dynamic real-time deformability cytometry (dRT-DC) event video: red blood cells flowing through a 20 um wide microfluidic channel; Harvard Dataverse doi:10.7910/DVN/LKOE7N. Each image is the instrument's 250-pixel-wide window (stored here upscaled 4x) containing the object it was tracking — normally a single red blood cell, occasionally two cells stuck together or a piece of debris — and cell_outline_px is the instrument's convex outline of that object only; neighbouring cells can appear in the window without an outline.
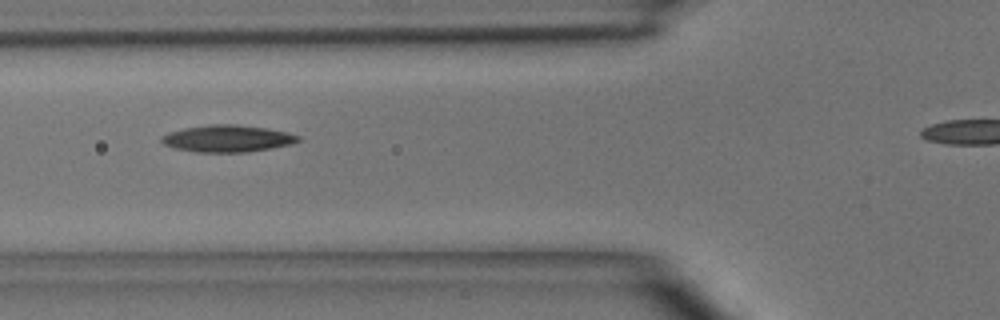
{"species": "common noctule bat (a hibernating species)", "species_latin": "Nyctalus noctula", "temperature_condition": "room temperature", "stored_images_in_passage": 3, "camera_frame_rate_fps": 3000, "um_per_image_px": 0.085, "animal": {"sex": "male", "body_mass_g": 15.6}, "frame": {"image": 1, "passage_image": 3, "time_ms": 2.333, "image_size_px": [1000, 320], "cell_outline_px": [[300, 140], [288, 144], [248, 152], [196, 152], [176, 148], [164, 144], [160, 140], [160, 136], [168, 132], [184, 128], [212, 124], [236, 124], [268, 128], [288, 132], [300, 136]], "centroid_in_image_um": [19.3, 11.76], "position_along_channel_um": 106.5, "area_um2": 21.33}}